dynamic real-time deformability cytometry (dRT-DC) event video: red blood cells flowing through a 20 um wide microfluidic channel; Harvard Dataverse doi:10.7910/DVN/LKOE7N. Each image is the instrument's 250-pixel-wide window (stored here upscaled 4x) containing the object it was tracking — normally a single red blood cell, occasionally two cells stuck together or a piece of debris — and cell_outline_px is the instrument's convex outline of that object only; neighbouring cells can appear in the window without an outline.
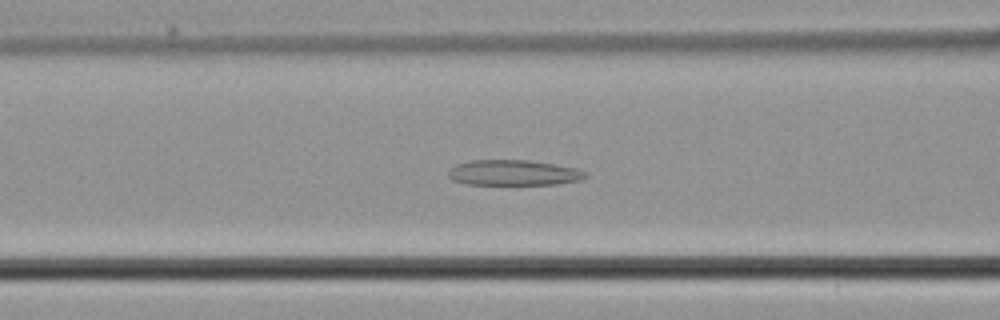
{"species": "common noctule bat (a hibernating species)", "species_latin": "Nyctalus noctula", "temperature_condition": "cold", "stored_images_in_passage": 45, "camera_frame_rate_fps": 3000, "um_per_image_px": 0.085, "animal": {"sex": "male", "body_mass_g": 21.5, "forearm_length_mm": 52.0}, "frame": {"image": 1, "passage_image": 15, "time_ms": 4.667, "image_size_px": [1000, 320], "cell_outline_px": [[588, 176], [584, 180], [556, 184], [464, 184], [452, 180], [448, 176], [448, 172], [456, 164], [472, 160], [528, 160], [556, 164], [576, 168], [588, 172]], "centroid_in_image_um": [43.71, 14.68], "position_along_channel_um": 122.9, "area_um2": 20.52}}
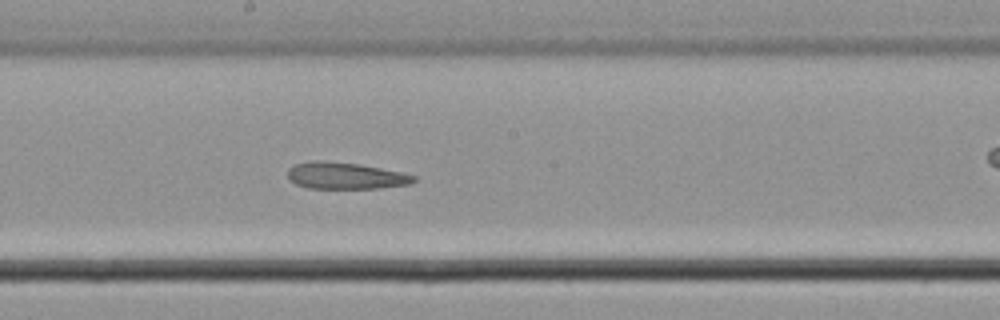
{"frame": {"image": 2, "passage_image": 22, "time_ms": 7.0, "image_size_px": [1000, 320], "cell_outline_px": [[416, 180], [412, 184], [380, 188], [308, 188], [296, 184], [288, 176], [288, 168], [296, 164], [312, 160], [324, 160], [360, 164], [400, 172], [416, 176]], "centroid_in_image_um": [29.38, 14.93], "position_along_channel_um": 218.8, "area_um2": 19.59}}
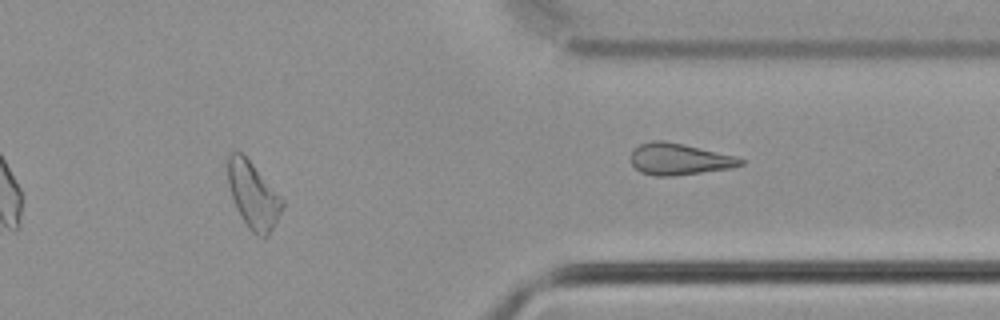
{"frame": {"image": 3, "passage_image": 36, "time_ms": 11.667, "image_size_px": [1000, 320], "cell_outline_px": [[284, 204], [268, 236], [256, 236], [248, 228], [236, 208], [228, 184], [228, 152], [240, 152], [252, 164], [284, 200]], "centroid_in_image_um": [21.5, 16.61], "position_along_channel_um": 389.9, "area_um2": 20.58}}